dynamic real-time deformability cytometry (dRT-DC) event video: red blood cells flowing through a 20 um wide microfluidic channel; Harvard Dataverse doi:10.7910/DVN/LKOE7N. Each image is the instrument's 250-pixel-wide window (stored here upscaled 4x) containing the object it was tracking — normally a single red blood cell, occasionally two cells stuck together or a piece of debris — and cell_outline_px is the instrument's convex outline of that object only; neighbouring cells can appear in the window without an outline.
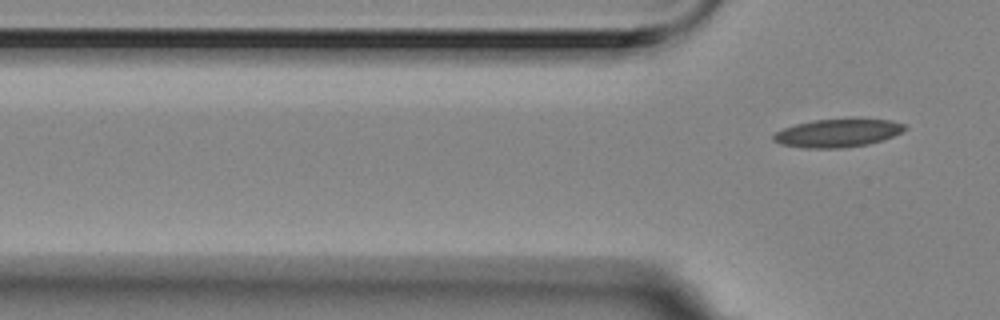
{"species": "Egyptian fruit bat (a non-hibernating species)", "species_latin": "Rousettus aegyptiacus", "temperature_condition": "room temperature", "stored_images_in_passage": 4, "camera_frame_rate_fps": 3000, "um_per_image_px": 0.085, "animal": {"sex": "female"}, "frame": {"image": 1, "passage_image": 4, "time_ms": 1.0, "image_size_px": [1000, 320], "cell_outline_px": [[908, 128], [884, 140], [868, 144], [844, 148], [800, 148], [780, 144], [772, 140], [772, 136], [776, 132], [784, 128], [796, 124], [812, 120], [852, 116], [892, 120], [904, 124]], "centroid_in_image_um": [71.23, 11.27], "position_along_channel_um": 54.6, "area_um2": 22.48}}